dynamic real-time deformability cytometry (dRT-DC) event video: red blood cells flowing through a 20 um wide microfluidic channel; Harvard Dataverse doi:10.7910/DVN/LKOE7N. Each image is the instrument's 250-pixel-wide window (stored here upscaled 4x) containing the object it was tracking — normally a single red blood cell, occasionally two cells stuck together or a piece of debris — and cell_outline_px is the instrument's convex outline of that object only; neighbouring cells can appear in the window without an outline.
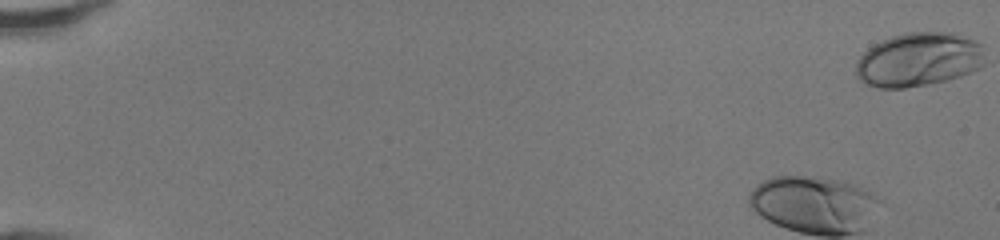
{"species": "human", "species_latin": "Homo sapiens", "temperature_condition": "room temperature", "stored_images_in_passage": 40, "camera_frame_rate_fps": 3000, "um_per_image_px": 0.085, "donor": {"sex": "female"}, "frame": {"image": 1, "passage_image": 1, "time_ms": 0.0, "image_size_px": [1000, 240], "cell_outline_px": [[984, 64], [980, 68], [960, 76], [948, 80], [928, 84], [904, 88], [876, 88], [864, 84], [856, 76], [856, 60], [872, 44], [892, 36], [904, 32], [956, 32], [976, 40], [984, 44]], "centroid_in_image_um": [78.1, 5.05], "position_along_channel_um": 6.9, "area_um2": 41.33}}
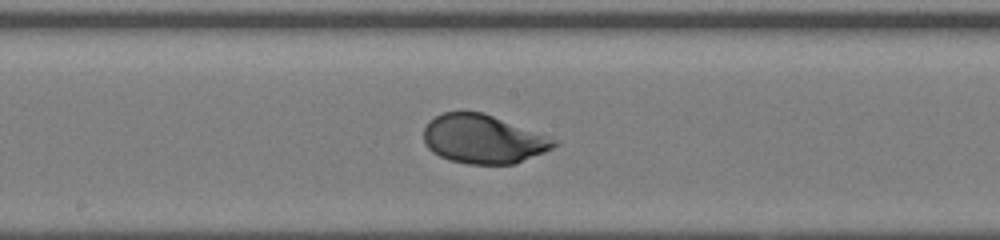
{"frame": {"image": 2, "passage_image": 25, "time_ms": 8.0, "image_size_px": [1000, 240], "cell_outline_px": [[560, 144], [544, 152], [516, 164], [468, 164], [448, 160], [432, 152], [424, 144], [424, 128], [428, 120], [444, 112], [484, 112], [560, 140]], "centroid_in_image_um": [41.09, 11.83], "position_along_channel_um": 207.1, "area_um2": 37.4}}
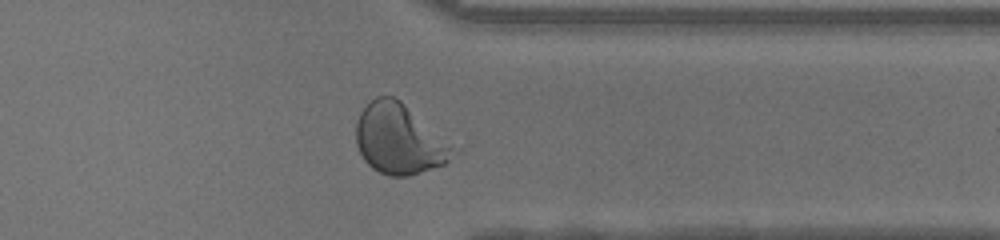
{"frame": {"image": 3, "passage_image": 37, "time_ms": 12.0, "image_size_px": [1000, 240], "cell_outline_px": [[452, 152], [448, 160], [444, 164], [408, 176], [388, 176], [372, 168], [364, 160], [356, 144], [356, 120], [360, 112], [376, 96], [392, 96], [400, 100]], "centroid_in_image_um": [33.76, 11.85], "position_along_channel_um": 377.6, "area_um2": 37.51}}